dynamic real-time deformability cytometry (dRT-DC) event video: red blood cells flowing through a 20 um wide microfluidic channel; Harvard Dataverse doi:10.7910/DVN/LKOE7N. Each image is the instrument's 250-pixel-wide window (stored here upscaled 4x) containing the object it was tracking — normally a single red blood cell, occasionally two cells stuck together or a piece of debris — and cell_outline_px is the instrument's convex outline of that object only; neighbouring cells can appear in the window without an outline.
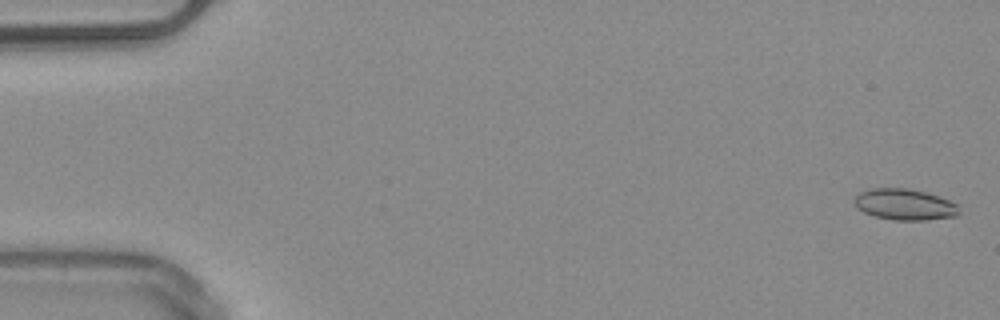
{"species": "common noctule bat (a hibernating species)", "species_latin": "Nyctalus noctula", "temperature_condition": "warm", "stored_images_in_passage": 52, "camera_frame_rate_fps": 3000, "um_per_image_px": 0.085, "animal": {"sex": "male", "body_mass_g": 20.4}, "frame": {"image": 1, "passage_image": 2, "time_ms": 0.333, "image_size_px": [1000, 320], "cell_outline_px": [[960, 212], [956, 216], [924, 220], [892, 220], [876, 216], [864, 212], [856, 208], [852, 200], [860, 192], [868, 188], [908, 188], [940, 196], [956, 204]], "centroid_in_image_um": [76.86, 17.37], "position_along_channel_um": 8.1, "area_um2": 19.07}}
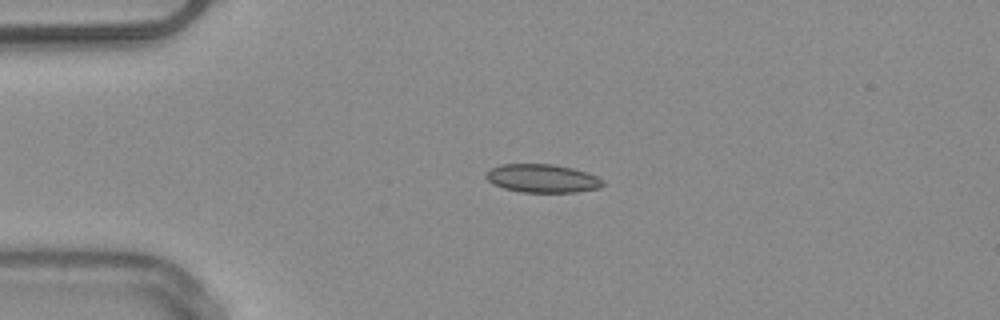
{"frame": {"image": 2, "passage_image": 13, "time_ms": 4.0, "image_size_px": [1000, 320], "cell_outline_px": [[604, 184], [600, 188], [576, 192], [520, 192], [504, 188], [492, 184], [484, 176], [484, 172], [488, 168], [500, 164], [556, 164], [588, 172], [604, 180]], "centroid_in_image_um": [46.07, 15.15], "position_along_channel_um": 38.9, "area_um2": 19.65}}
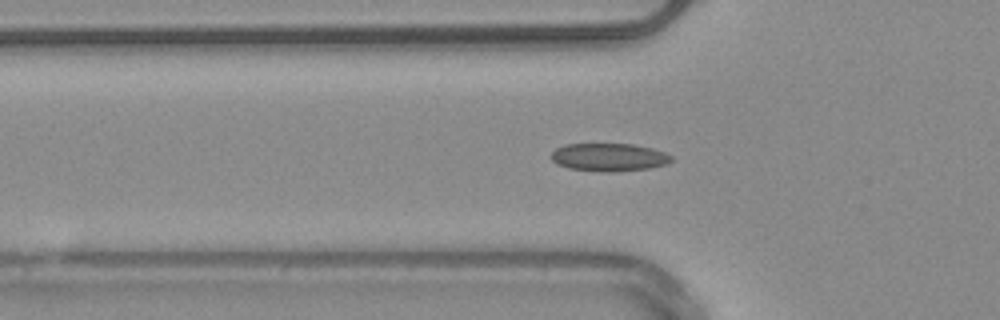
{"frame": {"image": 3, "passage_image": 18, "time_ms": 5.667, "image_size_px": [1000, 320], "cell_outline_px": [[672, 160], [668, 164], [648, 168], [616, 172], [600, 172], [568, 168], [556, 164], [552, 160], [552, 152], [556, 148], [564, 144], [632, 144], [652, 148], [664, 152], [672, 156]], "centroid_in_image_um": [51.76, 13.37], "position_along_channel_um": 74.0, "area_um2": 19.71}, "authors_computed_cell_mechanics": {"area_um2": 18.6405, "velocity_mm_per_s": 4.0137, "shape_relaxation_time_tau1_ms": null, "shape_relaxation_time_tau2_ms": 1.5241, "deformation_change_tau1": null, "deformation_change_tau2": 0.0831}}